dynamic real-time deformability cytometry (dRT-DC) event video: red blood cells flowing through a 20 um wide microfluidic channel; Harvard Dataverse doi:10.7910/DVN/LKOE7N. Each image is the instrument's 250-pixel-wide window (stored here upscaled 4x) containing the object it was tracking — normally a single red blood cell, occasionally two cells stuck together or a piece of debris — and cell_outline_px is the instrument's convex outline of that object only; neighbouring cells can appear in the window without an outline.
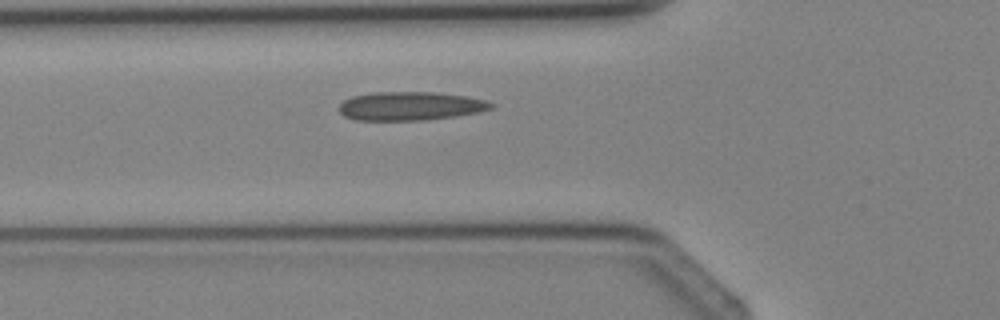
{"species": "Egyptian fruit bat (a non-hibernating species)", "species_latin": "Rousettus aegyptiacus", "temperature_condition": "cold", "stored_images_in_passage": 4, "camera_frame_rate_fps": 3000, "um_per_image_px": 0.085, "animal": {"sex": "female"}, "frame": {"image": 1, "passage_image": 4, "time_ms": 4.333, "image_size_px": [1000, 320], "cell_outline_px": [[496, 104], [492, 108], [480, 112], [456, 116], [420, 120], [356, 120], [344, 116], [340, 112], [340, 104], [344, 100], [352, 96], [376, 92], [432, 92], [464, 96], [484, 100]], "centroid_in_image_um": [34.88, 9.01], "position_along_channel_um": 90.9, "area_um2": 25.2}}